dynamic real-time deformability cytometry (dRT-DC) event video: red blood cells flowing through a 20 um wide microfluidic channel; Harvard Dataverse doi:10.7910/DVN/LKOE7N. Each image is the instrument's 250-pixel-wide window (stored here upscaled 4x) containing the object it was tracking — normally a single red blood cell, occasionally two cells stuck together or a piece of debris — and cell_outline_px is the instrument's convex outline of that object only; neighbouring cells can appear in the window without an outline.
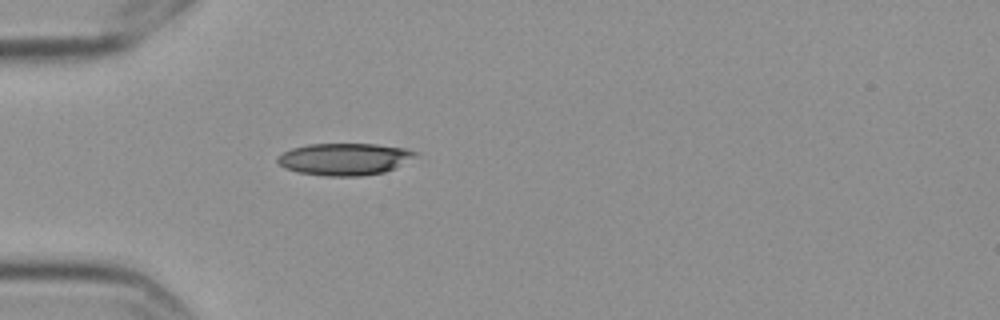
{"species": "Egyptian fruit bat (a non-hibernating species)", "species_latin": "Rousettus aegyptiacus", "temperature_condition": "cold", "stored_images_in_passage": 1, "camera_frame_rate_fps": 3000, "um_per_image_px": 0.085, "frame": {"image": 1, "passage_image": 1, "time_ms": 0.0, "image_size_px": [1000, 320], "cell_outline_px": [[420, 152], [416, 156], [384, 172], [360, 176], [328, 176], [296, 172], [284, 168], [276, 160], [276, 156], [292, 148], [308, 144], [376, 144], [404, 148]], "centroid_in_image_um": [29.24, 13.52], "position_along_channel_um": 55.8, "area_um2": 25.61}}